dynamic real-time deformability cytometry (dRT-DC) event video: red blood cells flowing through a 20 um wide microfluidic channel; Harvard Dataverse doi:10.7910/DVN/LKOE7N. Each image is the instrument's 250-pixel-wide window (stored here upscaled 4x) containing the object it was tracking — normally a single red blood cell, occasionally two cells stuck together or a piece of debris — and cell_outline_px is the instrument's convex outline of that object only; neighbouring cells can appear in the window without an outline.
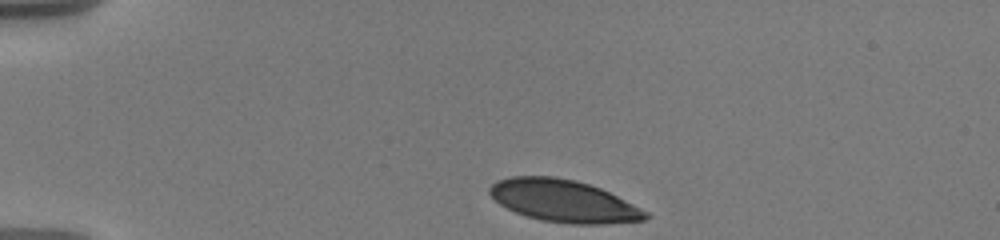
{"species": "human", "species_latin": "Homo sapiens", "temperature_condition": "warm", "stored_images_in_passage": 34, "camera_frame_rate_fps": 3000, "um_per_image_px": 0.085, "donor": {"sex": "male"}, "frame": {"image": 1, "passage_image": 1, "time_ms": 0.0, "image_size_px": [1000, 240], "cell_outline_px": [[652, 216], [644, 220], [604, 224], [572, 224], [540, 220], [516, 212], [500, 204], [488, 192], [488, 188], [496, 180], [512, 176], [552, 176], [576, 180], [600, 188], [648, 212]], "centroid_in_image_um": [47.89, 17.08], "position_along_channel_um": 37.1, "area_um2": 38.15}}
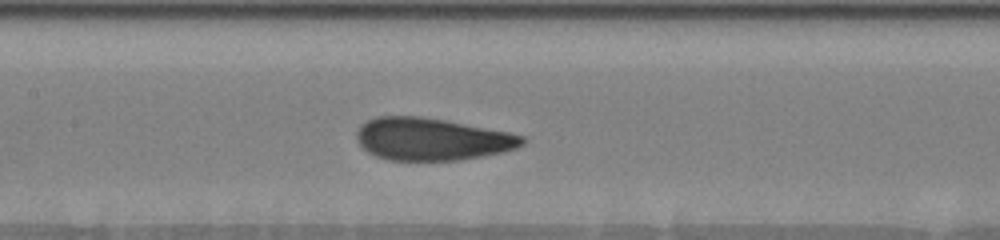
{"frame": {"image": 2, "passage_image": 9, "time_ms": 5.333, "image_size_px": [1000, 240], "cell_outline_px": [[524, 144], [516, 148], [504, 152], [460, 160], [388, 160], [376, 156], [368, 152], [356, 140], [356, 132], [360, 124], [376, 116], [420, 116], [444, 120], [508, 132], [524, 136]], "centroid_in_image_um": [36.67, 11.82], "position_along_channel_um": 170.7, "area_um2": 40.86}}
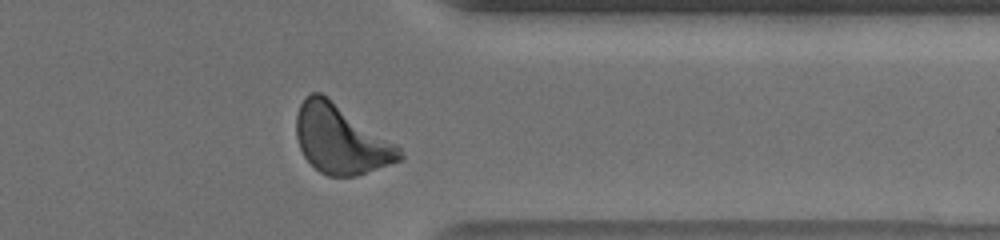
{"frame": {"image": 3, "passage_image": 29, "time_ms": 11.333, "image_size_px": [1000, 240], "cell_outline_px": [[404, 160], [356, 176], [328, 176], [320, 172], [304, 156], [300, 148], [296, 136], [296, 116], [300, 104], [304, 96], [312, 92], [320, 92], [396, 144], [400, 148], [404, 156]], "centroid_in_image_um": [28.97, 11.86], "position_along_channel_um": 382.4, "area_um2": 41.15}, "authors_computed_cell_mechanics": {"area_um2": 40.8068, "velocity_mm_per_s": 3.5709, "shape_relaxation_time_tau1_ms": 4.3919, "shape_relaxation_time_tau2_ms": null, "deformation_change_tau1": 0.1584, "deformation_change_tau2": null}}